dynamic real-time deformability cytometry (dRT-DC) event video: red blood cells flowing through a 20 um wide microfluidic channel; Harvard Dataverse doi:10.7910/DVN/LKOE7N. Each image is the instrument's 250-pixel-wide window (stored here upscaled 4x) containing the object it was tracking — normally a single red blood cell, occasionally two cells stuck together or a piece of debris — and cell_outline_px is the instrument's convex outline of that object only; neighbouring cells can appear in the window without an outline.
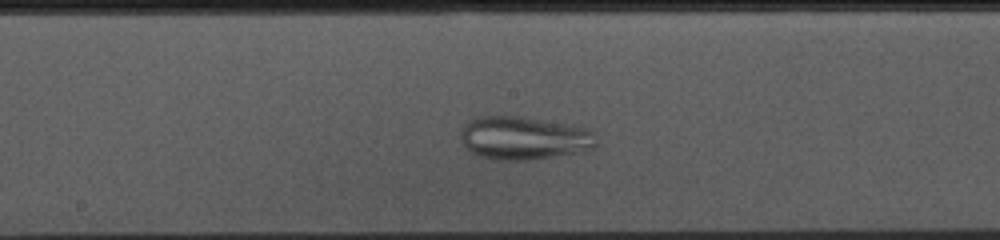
{"species": "common noctule bat (a hibernating species)", "species_latin": "Nyctalus noctula", "temperature_condition": "cold", "stored_images_in_passage": 43, "camera_frame_rate_fps": 3000, "um_per_image_px": 0.085, "animal": {"sex": "female", "body_mass_g": 10.0, "forearm_length_mm": 53.1}, "frame": {"image": 1, "passage_image": 25, "time_ms": 8.0, "image_size_px": [1000, 240], "cell_outline_px": [[596, 144], [592, 148], [576, 152], [528, 160], [508, 160], [480, 156], [472, 152], [460, 140], [460, 128], [468, 120], [480, 116], [516, 116], [592, 128], [596, 132]], "centroid_in_image_um": [44.53, 11.71], "position_along_channel_um": 203.7, "area_um2": 33.99}}
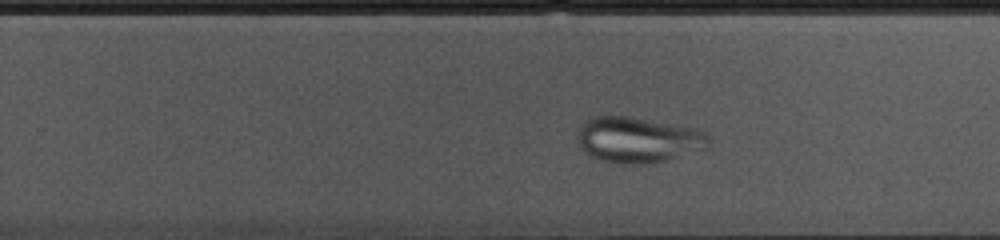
{"frame": {"image": 2, "passage_image": 31, "time_ms": 10.0, "image_size_px": [1000, 240], "cell_outline_px": [[712, 140], [708, 148], [664, 160], [640, 164], [628, 164], [600, 160], [584, 152], [580, 148], [576, 140], [576, 136], [580, 128], [588, 120], [596, 116], [628, 116], [696, 128], [708, 132]], "centroid_in_image_um": [54.27, 11.88], "position_along_channel_um": 275.5, "area_um2": 34.97}}